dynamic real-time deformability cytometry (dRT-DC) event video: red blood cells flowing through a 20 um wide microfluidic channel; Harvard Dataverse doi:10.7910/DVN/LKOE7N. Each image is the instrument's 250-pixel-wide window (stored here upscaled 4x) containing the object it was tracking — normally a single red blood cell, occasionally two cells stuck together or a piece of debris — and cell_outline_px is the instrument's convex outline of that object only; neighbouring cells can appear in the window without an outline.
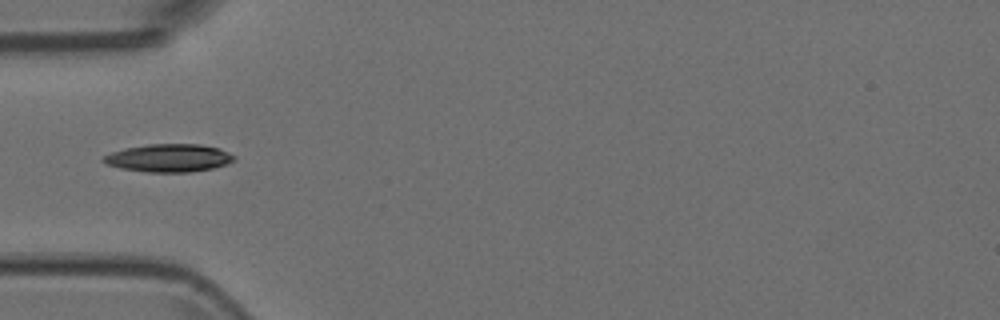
{"species": "Egyptian fruit bat (a non-hibernating species)", "species_latin": "Rousettus aegyptiacus", "temperature_condition": "room temperature", "stored_images_in_passage": 7, "camera_frame_rate_fps": 3000, "um_per_image_px": 0.085, "animal": {"sex": "female"}, "frame": {"image": 1, "passage_image": 3, "time_ms": 0.667, "image_size_px": [1000, 320], "cell_outline_px": [[236, 160], [212, 168], [188, 172], [148, 172], [120, 168], [108, 164], [100, 160], [104, 156], [112, 152], [124, 148], [148, 144], [200, 144], [220, 148], [236, 156]], "centroid_in_image_um": [14.36, 13.42], "position_along_channel_um": 70.6, "area_um2": 21.21}}
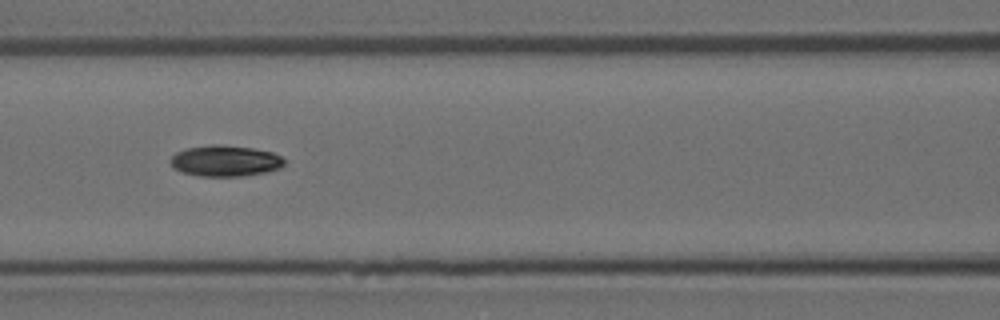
{"frame": {"image": 2, "passage_image": 5, "time_ms": 1.333, "image_size_px": [1000, 320], "cell_outline_px": [[284, 164], [280, 168], [264, 172], [244, 176], [200, 176], [184, 172], [176, 168], [168, 160], [176, 152], [184, 148], [212, 144], [220, 144], [252, 148], [272, 152], [280, 156], [284, 160]], "centroid_in_image_um": [19.13, 13.66], "position_along_channel_um": 147.5, "area_um2": 20.52}}
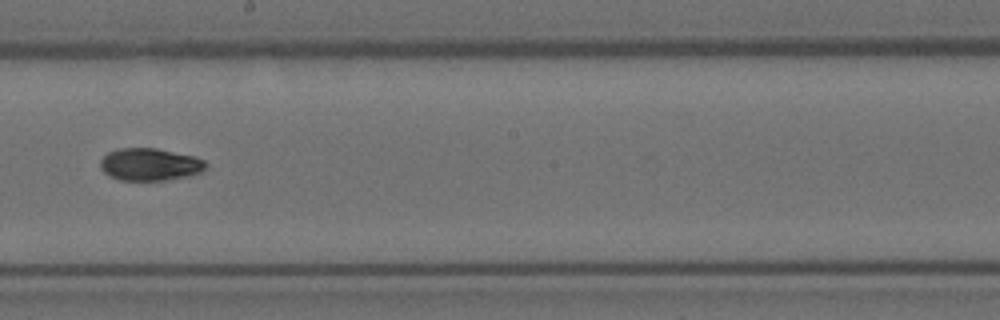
{"frame": {"image": 3, "passage_image": 7, "time_ms": 2.0, "image_size_px": [1000, 320], "cell_outline_px": [[208, 164], [200, 172], [188, 176], [164, 180], [120, 180], [108, 176], [100, 168], [100, 160], [108, 152], [120, 148], [156, 148], [196, 156], [204, 160]], "centroid_in_image_um": [12.73, 13.97], "position_along_channel_um": 235.5, "area_um2": 20.0}}